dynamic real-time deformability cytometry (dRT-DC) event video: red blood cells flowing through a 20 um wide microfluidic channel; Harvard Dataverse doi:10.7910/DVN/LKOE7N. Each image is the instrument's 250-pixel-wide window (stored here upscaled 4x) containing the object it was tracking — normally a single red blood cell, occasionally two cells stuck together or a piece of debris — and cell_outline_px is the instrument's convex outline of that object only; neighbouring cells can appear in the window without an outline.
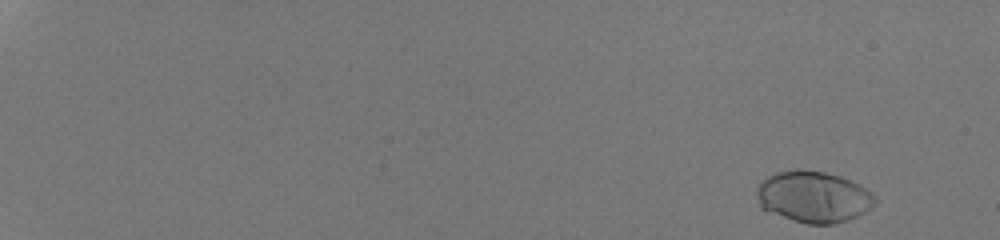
{"species": "human", "species_latin": "Homo sapiens", "temperature_condition": "room temperature", "stored_images_in_passage": 48, "camera_frame_rate_fps": 3000, "um_per_image_px": 0.085, "donor": {"sex": "male"}, "frame": {"image": 1, "passage_image": 2, "time_ms": 0.333, "image_size_px": [1000, 240], "cell_outline_px": [[876, 204], [872, 208], [848, 220], [832, 224], [808, 224], [760, 208], [756, 192], [760, 184], [768, 176], [776, 172], [796, 168], [824, 172], [840, 176], [872, 192], [876, 196]], "centroid_in_image_um": [69.16, 16.72], "position_along_channel_um": 15.8, "area_um2": 35.14}}
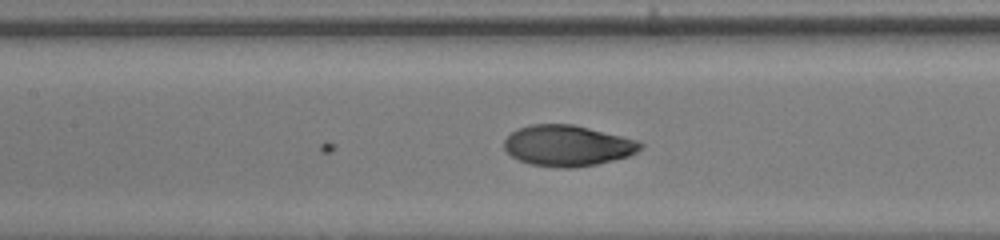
{"frame": {"image": 2, "passage_image": 28, "time_ms": 9.0, "image_size_px": [1000, 240], "cell_outline_px": [[644, 144], [636, 152], [628, 156], [596, 164], [576, 168], [560, 168], [532, 164], [520, 160], [512, 156], [504, 148], [504, 140], [516, 128], [532, 124], [572, 124], [636, 140]], "centroid_in_image_um": [48.21, 12.38], "position_along_channel_um": 159.2, "area_um2": 32.14}}
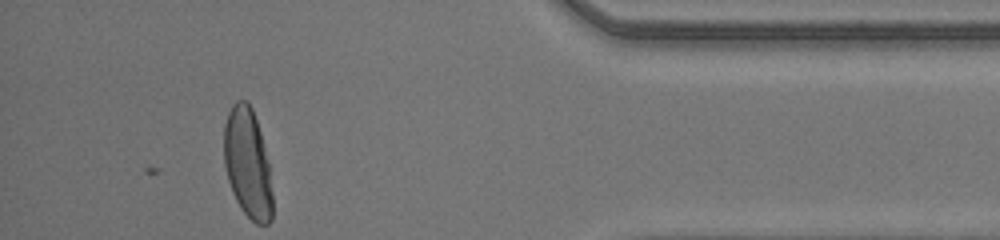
{"frame": {"image": 3, "passage_image": 48, "time_ms": 15.667, "image_size_px": [1000, 240], "cell_outline_px": [[272, 220], [268, 224], [256, 224], [240, 208], [232, 192], [228, 180], [224, 164], [224, 124], [228, 112], [232, 104], [236, 100], [248, 100], [252, 108], [260, 132], [268, 164], [272, 192]], "centroid_in_image_um": [21.03, 13.87], "position_along_channel_um": 414.2, "area_um2": 30.92}, "authors_computed_cell_mechanics": {"area_um2": 32.7726, "velocity_mm_per_s": 4.2461, "shape_relaxation_time_tau1_ms": 3.3006, "shape_relaxation_time_tau2_ms": null, "deformation_change_tau1": 0.1974, "deformation_change_tau2": null}}